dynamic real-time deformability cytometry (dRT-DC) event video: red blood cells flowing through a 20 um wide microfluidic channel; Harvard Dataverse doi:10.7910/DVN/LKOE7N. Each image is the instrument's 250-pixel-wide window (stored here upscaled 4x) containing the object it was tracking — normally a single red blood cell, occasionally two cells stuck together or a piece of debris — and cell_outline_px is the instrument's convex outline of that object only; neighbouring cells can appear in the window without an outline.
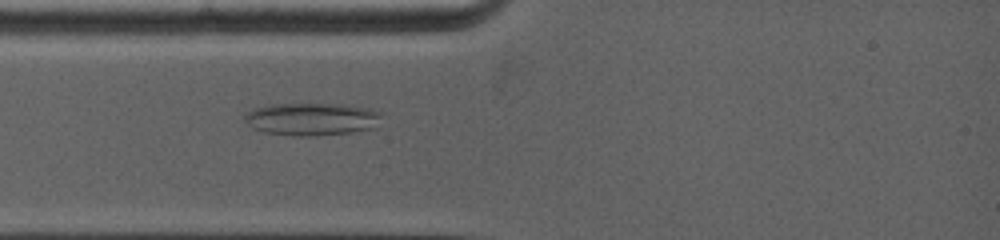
{"species": "common noctule bat (a hibernating species)", "species_latin": "Nyctalus noctula", "temperature_condition": "warm", "stored_images_in_passage": 7, "camera_frame_rate_fps": 5000, "um_per_image_px": 0.085, "animal": {"sex": "female", "body_mass_g": 19.0, "forearm_length_mm": 53.3}, "frame": {"image": 1, "passage_image": 7, "time_ms": 2.4, "image_size_px": [1000, 240], "cell_outline_px": [[384, 112], [372, 128], [352, 132], [312, 136], [292, 136], [264, 132], [252, 128], [244, 120], [244, 116], [252, 108], [268, 104], [344, 104], [372, 108]], "centroid_in_image_um": [26.48, 10.11], "position_along_channel_um": 58.5, "area_um2": 26.3}}